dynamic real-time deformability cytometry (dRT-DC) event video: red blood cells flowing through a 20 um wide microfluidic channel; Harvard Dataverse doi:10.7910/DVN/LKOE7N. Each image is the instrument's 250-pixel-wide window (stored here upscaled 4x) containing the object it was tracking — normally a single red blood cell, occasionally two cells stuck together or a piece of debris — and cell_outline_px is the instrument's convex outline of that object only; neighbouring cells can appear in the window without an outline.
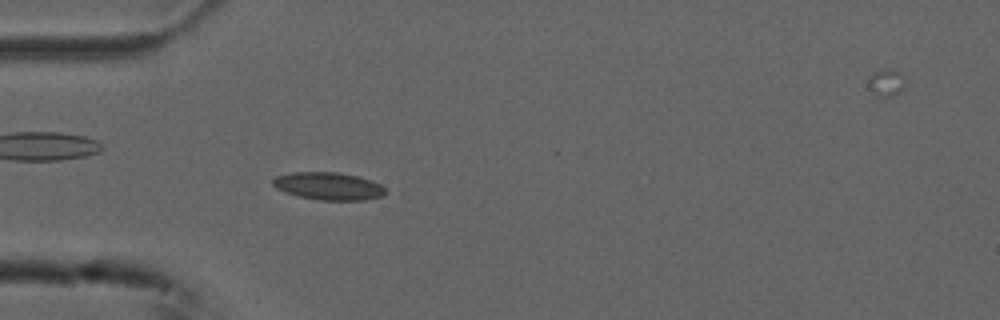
{"species": "common noctule bat (a hibernating species)", "species_latin": "Nyctalus noctula", "temperature_condition": "cold", "stored_images_in_passage": 56, "camera_frame_rate_fps": 3000, "um_per_image_px": 0.085, "animal": {"sex": "male", "forearm_length_mm": 52.5}, "frame": {"image": 1, "passage_image": 16, "time_ms": 5.0, "image_size_px": [1000, 320], "cell_outline_px": [[388, 192], [384, 196], [364, 200], [320, 200], [300, 196], [284, 192], [276, 188], [272, 184], [272, 180], [276, 176], [292, 172], [336, 172], [356, 176], [372, 180], [380, 184]], "centroid_in_image_um": [27.94, 15.82], "position_along_channel_um": 57.1, "area_um2": 18.15}}
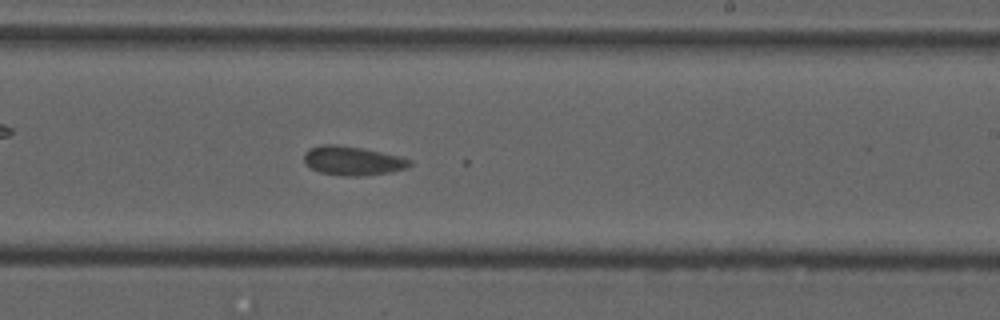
{"frame": {"image": 2, "passage_image": 33, "time_ms": 10.667, "image_size_px": [1000, 320], "cell_outline_px": [[412, 164], [408, 168], [392, 172], [360, 176], [348, 176], [320, 172], [312, 168], [304, 160], [304, 152], [308, 148], [320, 144], [336, 144], [360, 148], [400, 156], [412, 160]], "centroid_in_image_um": [29.99, 13.66], "position_along_channel_um": 259.0, "area_um2": 17.86}}
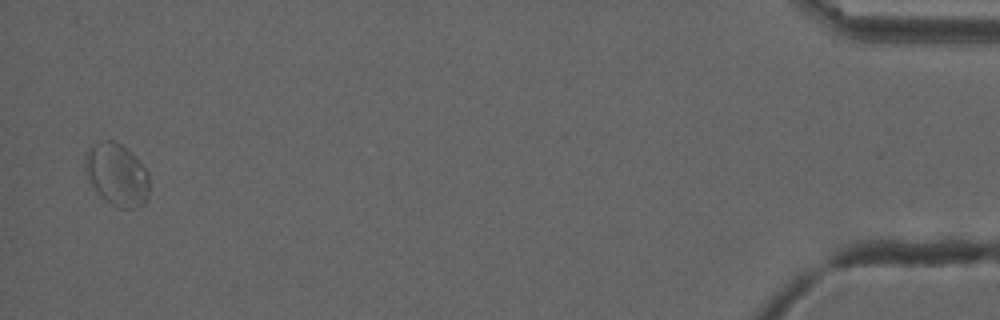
{"frame": {"image": 3, "passage_image": 54, "time_ms": 17.667, "image_size_px": [1000, 320], "cell_outline_px": [[148, 196], [144, 204], [136, 208], [120, 208], [112, 204], [100, 196], [92, 184], [88, 176], [84, 160], [88, 148], [104, 140], [112, 140], [120, 144], [148, 172]], "centroid_in_image_um": [9.93, 14.87], "position_along_channel_um": 425.3, "area_um2": 22.66}, "authors_computed_cell_mechanics": {"area_um2": 17.8313, "velocity_mm_per_s": 3.6644, "shape_relaxation_time_tau1_ms": null, "shape_relaxation_time_tau2_ms": 2.0003, "deformation_change_tau1": null, "deformation_change_tau2": 0.0539}}